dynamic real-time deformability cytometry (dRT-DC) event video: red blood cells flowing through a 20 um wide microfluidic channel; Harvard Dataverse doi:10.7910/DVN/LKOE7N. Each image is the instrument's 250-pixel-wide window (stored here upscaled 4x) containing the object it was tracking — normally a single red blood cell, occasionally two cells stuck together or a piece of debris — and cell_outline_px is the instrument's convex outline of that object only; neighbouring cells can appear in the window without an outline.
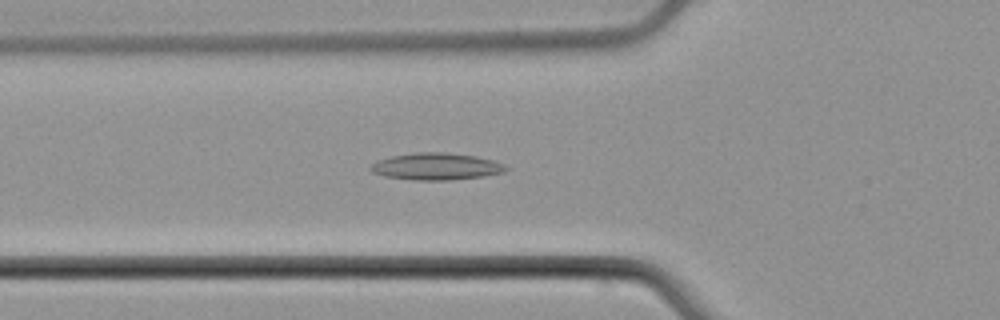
{"species": "common noctule bat (a hibernating species)", "species_latin": "Nyctalus noctula", "temperature_condition": "cold", "stored_images_in_passage": 55, "camera_frame_rate_fps": 3000, "um_per_image_px": 0.085, "animal": {"sex": "male", "body_mass_g": 21.5, "forearm_length_mm": 52.0}, "frame": {"image": 1, "passage_image": 20, "time_ms": 6.333, "image_size_px": [1000, 320], "cell_outline_px": [[508, 168], [504, 172], [484, 176], [448, 180], [416, 180], [384, 176], [372, 172], [368, 168], [376, 160], [392, 156], [416, 152], [440, 152], [476, 156], [492, 160], [504, 164]], "centroid_in_image_um": [37.05, 14.15], "position_along_channel_um": 88.7, "area_um2": 21.15}}
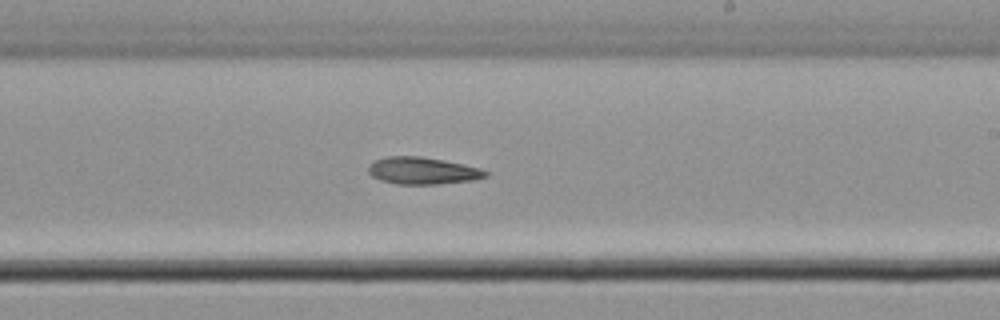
{"frame": {"image": 2, "passage_image": 33, "time_ms": 10.667, "image_size_px": [1000, 320], "cell_outline_px": [[488, 176], [472, 180], [440, 184], [396, 184], [380, 180], [372, 176], [368, 172], [368, 164], [376, 160], [388, 156], [420, 156], [444, 160], [464, 164], [480, 168], [488, 172]], "centroid_in_image_um": [35.91, 14.51], "position_along_channel_um": 253.1, "area_um2": 18.55}}
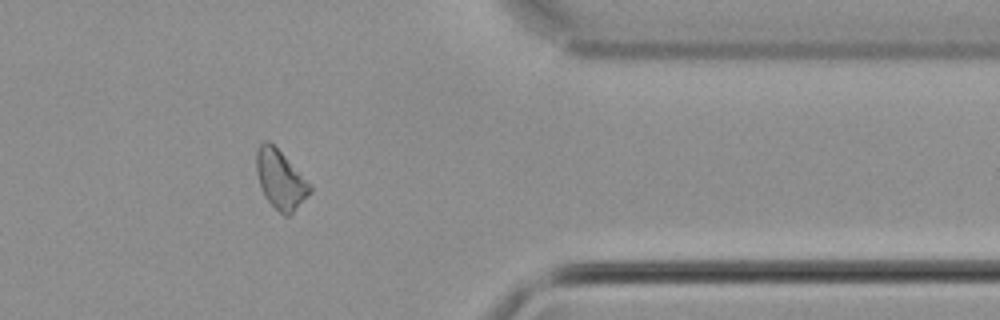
{"frame": {"image": 3, "passage_image": 45, "time_ms": 14.667, "image_size_px": [1000, 320], "cell_outline_px": [[312, 192], [288, 216], [284, 216], [264, 196], [256, 172], [256, 152], [260, 144], [264, 140], [268, 140], [284, 156], [312, 188]], "centroid_in_image_um": [23.8, 15.26], "position_along_channel_um": 387.6, "area_um2": 17.69}, "authors_computed_cell_mechanics": {"area_um2": 19.0162, "velocity_mm_per_s": 3.7905, "shape_relaxation_time_tau1_ms": 6.2088, "shape_relaxation_time_tau2_ms": null, "deformation_change_tau1": 0.1036, "deformation_change_tau2": null}}